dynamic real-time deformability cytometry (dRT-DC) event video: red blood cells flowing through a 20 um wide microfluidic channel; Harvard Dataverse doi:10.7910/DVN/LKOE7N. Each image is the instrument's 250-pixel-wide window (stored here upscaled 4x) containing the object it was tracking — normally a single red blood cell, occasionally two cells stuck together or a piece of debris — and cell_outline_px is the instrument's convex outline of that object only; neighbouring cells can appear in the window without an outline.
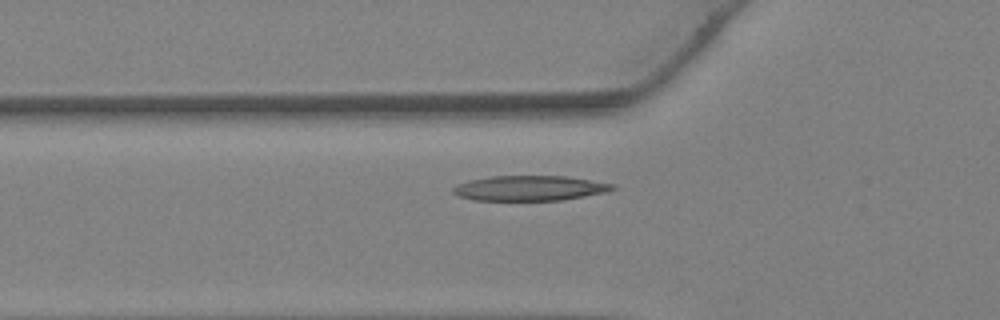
{"species": "Egyptian fruit bat (a non-hibernating species)", "species_latin": "Rousettus aegyptiacus", "temperature_condition": "warm", "stored_images_in_passage": 29, "camera_frame_rate_fps": 3000, "um_per_image_px": 0.085, "animal": {"sex": "female"}, "frame": {"image": 1, "passage_image": 3, "time_ms": 0.667, "image_size_px": [1000, 320], "cell_outline_px": [[616, 188], [608, 192], [560, 200], [476, 200], [460, 196], [452, 192], [452, 188], [468, 180], [488, 176], [568, 176], [616, 184]], "centroid_in_image_um": [45.07, 15.98], "position_along_channel_um": 80.7, "area_um2": 23.29}}
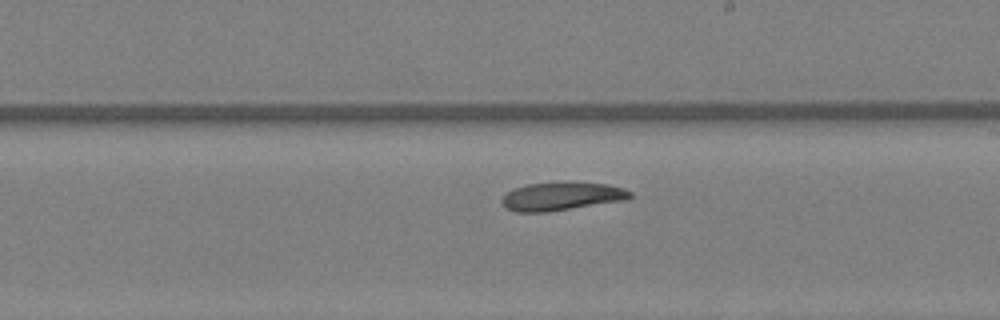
{"frame": {"image": 2, "passage_image": 12, "time_ms": 3.667, "image_size_px": [1000, 320], "cell_outline_px": [[632, 196], [628, 200], [548, 212], [516, 212], [504, 208], [500, 200], [508, 192], [516, 188], [528, 184], [560, 180], [608, 184], [624, 188], [632, 192]], "centroid_in_image_um": [47.77, 16.67], "position_along_channel_um": 241.2, "area_um2": 21.79}}
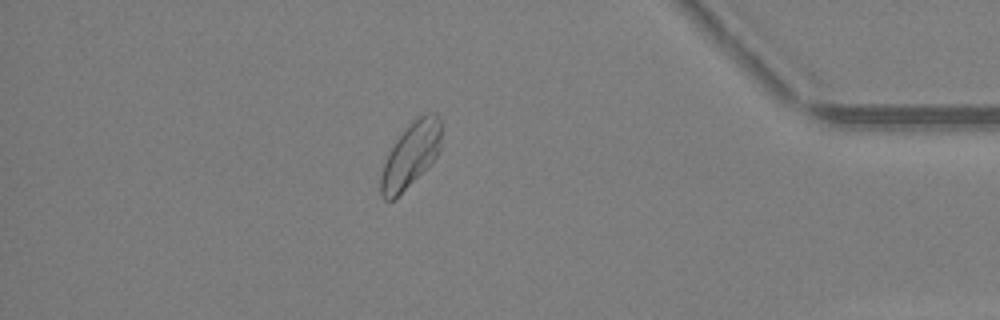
{"frame": {"image": 3, "passage_image": 23, "time_ms": 7.333, "image_size_px": [1000, 320], "cell_outline_px": [[440, 152], [392, 200], [384, 200], [380, 196], [380, 176], [384, 164], [396, 140], [408, 124], [420, 116], [428, 112], [436, 112], [440, 120]], "centroid_in_image_um": [34.9, 13.13], "position_along_channel_um": 400.3, "area_um2": 21.96}}